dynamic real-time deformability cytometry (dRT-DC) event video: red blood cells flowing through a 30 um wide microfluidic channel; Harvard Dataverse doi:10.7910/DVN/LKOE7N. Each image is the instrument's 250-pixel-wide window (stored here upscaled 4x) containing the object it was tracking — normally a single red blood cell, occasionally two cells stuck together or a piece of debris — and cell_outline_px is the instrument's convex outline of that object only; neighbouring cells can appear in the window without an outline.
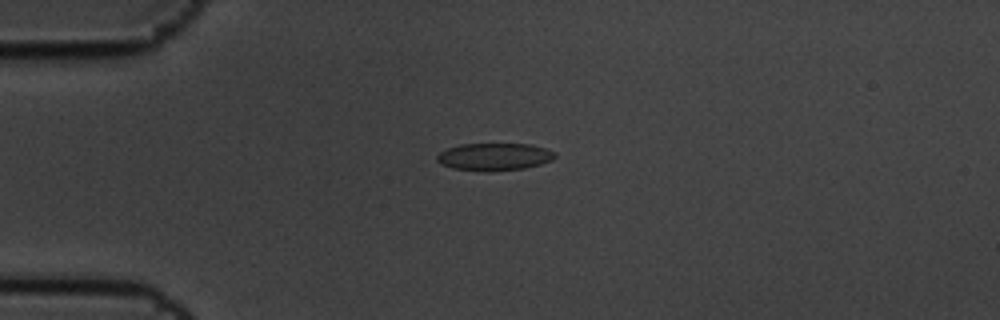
{"species": "common noctule bat (a hibernating species)", "species_latin": "Nyctalus noctula", "temperature_condition": "cold", "stored_images_in_passage": 6, "camera_frame_rate_fps": 3000, "um_per_image_px": 0.085, "animal": {"sex": "male", "body_mass_g": 19.5, "forearm_length_mm": 54.6}, "frame": {"image": 1, "passage_image": 4, "time_ms": 1.0, "image_size_px": [1000, 320], "cell_outline_px": [[556, 156], [552, 160], [540, 164], [524, 168], [488, 172], [452, 168], [436, 160], [436, 156], [440, 152], [448, 148], [460, 144], [532, 144], [556, 152]], "centroid_in_image_um": [42.03, 13.32], "position_along_channel_um": 43.0, "area_um2": 18.84}}
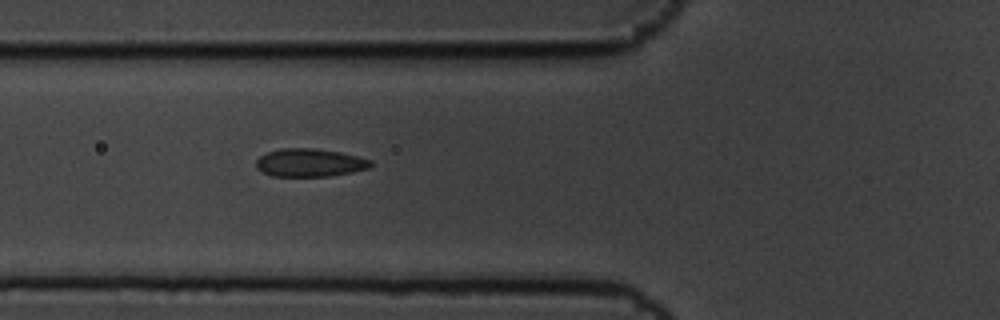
{"frame": {"image": 2, "passage_image": 6, "time_ms": 1.667, "image_size_px": [1000, 320], "cell_outline_px": [[372, 164], [368, 168], [352, 172], [328, 176], [272, 176], [256, 168], [256, 160], [260, 156], [268, 152], [280, 148], [316, 148], [340, 152], [372, 160]], "centroid_in_image_um": [26.31, 13.82], "position_along_channel_um": 99.5, "area_um2": 18.67}}